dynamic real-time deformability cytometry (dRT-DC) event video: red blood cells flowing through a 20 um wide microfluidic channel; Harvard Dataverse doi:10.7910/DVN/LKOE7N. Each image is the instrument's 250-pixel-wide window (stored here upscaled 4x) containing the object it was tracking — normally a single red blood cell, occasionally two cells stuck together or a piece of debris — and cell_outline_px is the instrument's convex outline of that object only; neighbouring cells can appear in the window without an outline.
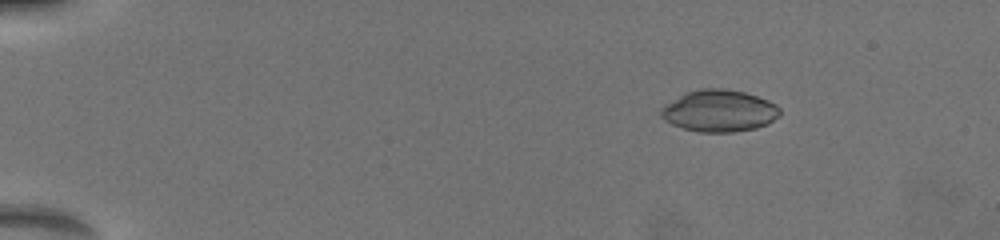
{"species": "common noctule bat (a hibernating species)", "species_latin": "Nyctalus noctula", "temperature_condition": "warm", "stored_images_in_passage": 73, "camera_frame_rate_fps": 3000, "um_per_image_px": 0.085, "animal": {"sex": "female", "body_mass_g": 19.5, "forearm_length_mm": 54.1}, "frame": {"image": 1, "passage_image": 7, "time_ms": 3.0, "image_size_px": [1000, 240], "cell_outline_px": [[780, 116], [768, 124], [756, 128], [732, 132], [700, 132], [684, 128], [672, 124], [664, 120], [660, 116], [660, 108], [664, 104], [688, 92], [700, 88], [724, 88], [744, 92], [768, 100], [776, 104], [780, 108]], "centroid_in_image_um": [61.14, 9.42], "position_along_channel_um": 23.9, "area_um2": 29.07}}
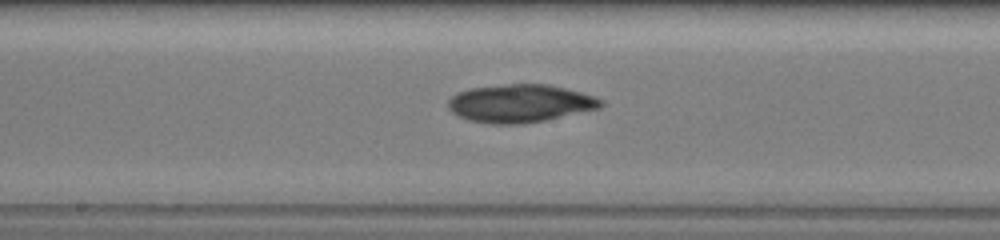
{"frame": {"image": 2, "passage_image": 29, "time_ms": 10.667, "image_size_px": [1000, 240], "cell_outline_px": [[604, 104], [600, 108], [544, 120], [524, 124], [492, 124], [468, 120], [456, 116], [448, 108], [448, 100], [456, 92], [468, 88], [508, 84], [548, 84], [580, 92], [592, 96], [600, 100]], "centroid_in_image_um": [44.14, 8.79], "position_along_channel_um": 204.1, "area_um2": 33.76}}
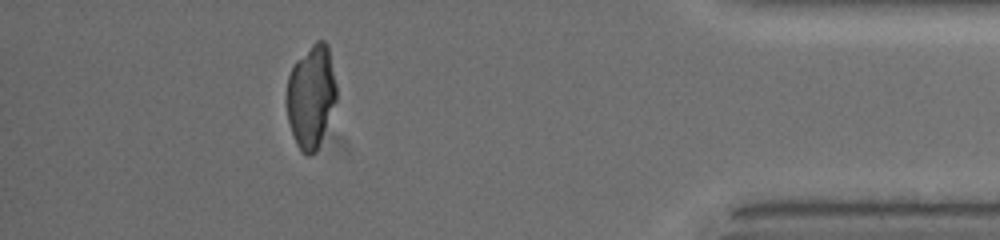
{"frame": {"image": 3, "passage_image": 63, "time_ms": 17.0, "image_size_px": [1000, 240], "cell_outline_px": [[336, 100], [316, 152], [308, 156], [304, 156], [300, 152], [296, 144], [288, 120], [288, 76], [296, 60], [316, 40], [324, 40], [328, 44], [336, 84]], "centroid_in_image_um": [26.45, 8.2], "position_along_channel_um": 408.8, "area_um2": 29.59}}